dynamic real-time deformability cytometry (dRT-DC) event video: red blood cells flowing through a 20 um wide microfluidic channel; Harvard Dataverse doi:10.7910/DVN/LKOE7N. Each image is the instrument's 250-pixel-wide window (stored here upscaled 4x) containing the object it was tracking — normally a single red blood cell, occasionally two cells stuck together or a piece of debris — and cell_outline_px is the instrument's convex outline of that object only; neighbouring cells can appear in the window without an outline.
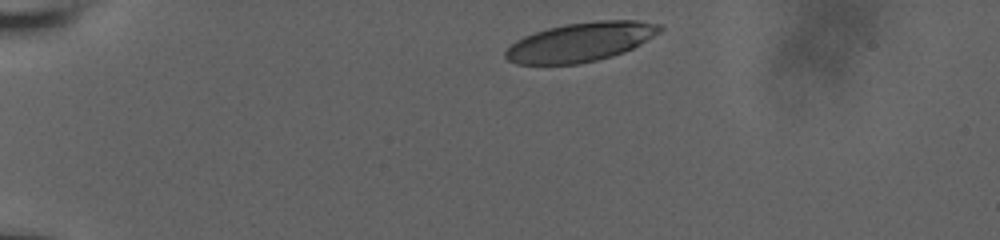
{"species": "human", "species_latin": "Homo sapiens", "temperature_condition": "room temperature", "stored_images_in_passage": 36, "camera_frame_rate_fps": 3000, "um_per_image_px": 0.085, "donor": {"sex": "male"}, "frame": {"image": 1, "passage_image": 1, "time_ms": 0.0, "image_size_px": [1000, 240], "cell_outline_px": [[664, 28], [660, 32], [640, 44], [624, 52], [612, 56], [580, 64], [516, 64], [508, 60], [504, 56], [504, 52], [516, 40], [524, 36], [548, 28], [564, 24], [600, 20], [636, 20], [660, 24]], "centroid_in_image_um": [49.36, 3.57], "position_along_channel_um": 35.6, "area_um2": 35.08}}
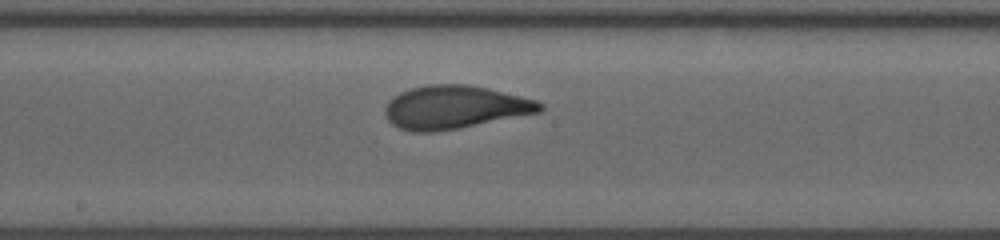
{"frame": {"image": 2, "passage_image": 20, "time_ms": 6.333, "image_size_px": [1000, 240], "cell_outline_px": [[544, 108], [540, 112], [436, 132], [412, 132], [400, 128], [392, 124], [384, 116], [384, 108], [388, 100], [392, 96], [400, 92], [412, 88], [428, 84], [468, 84], [488, 88], [536, 100], [544, 104]], "centroid_in_image_um": [38.6, 9.11], "position_along_channel_um": 209.6, "area_um2": 39.02}}
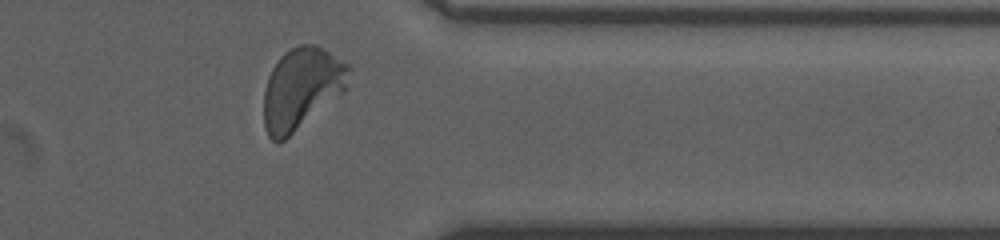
{"frame": {"image": 3, "passage_image": 34, "time_ms": 11.0, "image_size_px": [1000, 240], "cell_outline_px": [[352, 68], [348, 88], [344, 92], [284, 140], [276, 144], [268, 136], [264, 128], [264, 92], [268, 76], [272, 68], [280, 56], [284, 52], [300, 44], [316, 44], [348, 64]], "centroid_in_image_um": [25.65, 7.51], "position_along_channel_um": 385.8, "area_um2": 40.58}, "authors_computed_cell_mechanics": {"area_um2": 38.0035, "velocity_mm_per_s": 3.9029, "shape_relaxation_time_tau1_ms": 3.385, "shape_relaxation_time_tau2_ms": null, "deformation_change_tau1": 0.1649, "deformation_change_tau2": null}}